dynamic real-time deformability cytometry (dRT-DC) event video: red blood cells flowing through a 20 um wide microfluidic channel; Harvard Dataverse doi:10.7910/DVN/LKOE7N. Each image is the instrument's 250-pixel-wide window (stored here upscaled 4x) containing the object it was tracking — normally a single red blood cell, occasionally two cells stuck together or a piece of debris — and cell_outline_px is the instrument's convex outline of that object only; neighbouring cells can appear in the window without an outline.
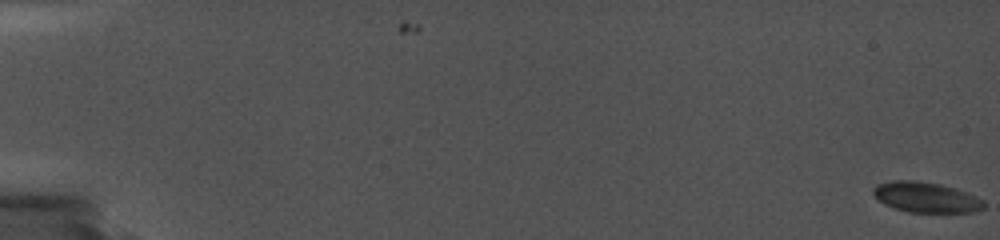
{"species": "common noctule bat (a hibernating species)", "species_latin": "Nyctalus noctula", "temperature_condition": "cold", "stored_images_in_passage": 36, "camera_frame_rate_fps": 5000, "um_per_image_px": 0.085, "animal": {"sex": "female", "body_mass_g": 19.0, "forearm_length_mm": 56.7}, "frame": {"image": 1, "passage_image": 1, "time_ms": 0.0, "image_size_px": [1000, 240], "cell_outline_px": [[984, 208], [972, 212], [908, 212], [884, 204], [872, 192], [872, 188], [876, 184], [892, 180], [916, 180], [940, 184], [956, 188], [976, 196], [984, 200]], "centroid_in_image_um": [78.71, 16.75], "position_along_channel_um": 6.3, "area_um2": 19.59}}
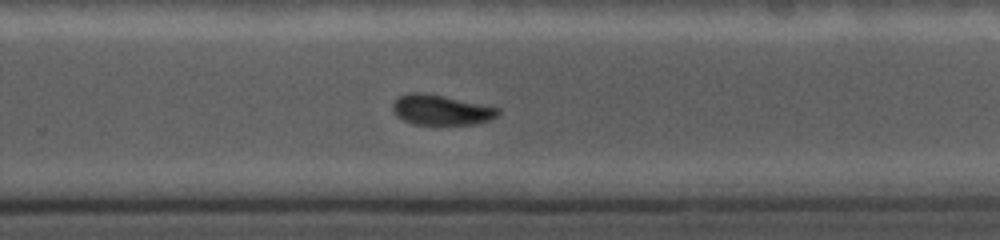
{"frame": {"image": 2, "passage_image": 26, "time_ms": 13.2, "image_size_px": [1000, 240], "cell_outline_px": [[500, 112], [492, 120], [476, 124], [412, 124], [404, 120], [392, 108], [392, 104], [400, 96], [408, 92], [424, 92], [444, 96], [500, 108]], "centroid_in_image_um": [37.53, 9.34], "position_along_channel_um": 292.3, "area_um2": 18.38}}
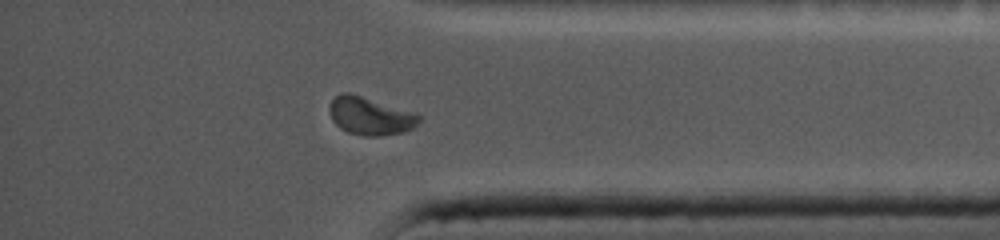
{"frame": {"image": 3, "passage_image": 33, "time_ms": 16.2, "image_size_px": [1000, 240], "cell_outline_px": [[420, 120], [412, 128], [404, 132], [380, 136], [364, 136], [348, 132], [340, 128], [332, 120], [328, 108], [332, 100], [340, 92], [348, 92], [416, 112], [420, 116]], "centroid_in_image_um": [31.46, 9.86], "position_along_channel_um": 403.7, "area_um2": 19.83}}